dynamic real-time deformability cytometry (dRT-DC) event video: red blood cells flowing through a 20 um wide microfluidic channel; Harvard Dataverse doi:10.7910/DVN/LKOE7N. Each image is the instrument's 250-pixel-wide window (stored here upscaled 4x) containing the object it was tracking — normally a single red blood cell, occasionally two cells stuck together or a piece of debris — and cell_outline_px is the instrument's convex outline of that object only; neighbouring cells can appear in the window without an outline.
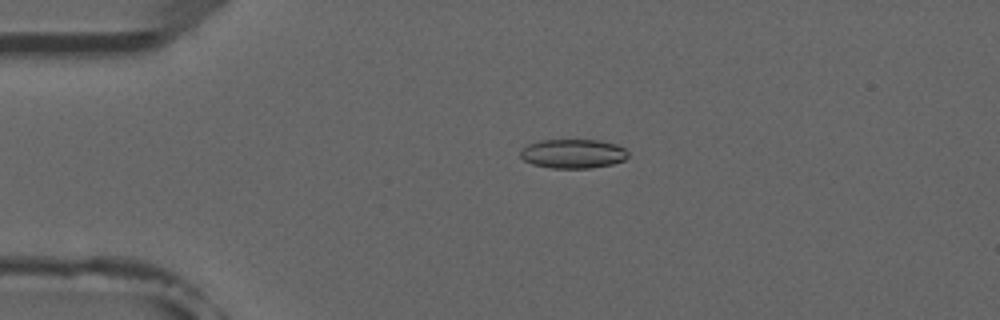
{"species": "common noctule bat (a hibernating species)", "species_latin": "Nyctalus noctula", "temperature_condition": "room temperature", "stored_images_in_passage": 4, "camera_frame_rate_fps": 3000, "um_per_image_px": 0.085, "animal": {"sex": "male", "forearm_length_mm": 52.5}, "frame": {"image": 1, "passage_image": 3, "time_ms": 2.333, "image_size_px": [1000, 320], "cell_outline_px": [[628, 156], [624, 160], [612, 164], [592, 168], [552, 168], [532, 164], [524, 160], [520, 156], [520, 148], [528, 144], [540, 140], [596, 140], [616, 144], [624, 148], [628, 152]], "centroid_in_image_um": [48.69, 13.06], "position_along_channel_um": 36.3, "area_um2": 18.38}}